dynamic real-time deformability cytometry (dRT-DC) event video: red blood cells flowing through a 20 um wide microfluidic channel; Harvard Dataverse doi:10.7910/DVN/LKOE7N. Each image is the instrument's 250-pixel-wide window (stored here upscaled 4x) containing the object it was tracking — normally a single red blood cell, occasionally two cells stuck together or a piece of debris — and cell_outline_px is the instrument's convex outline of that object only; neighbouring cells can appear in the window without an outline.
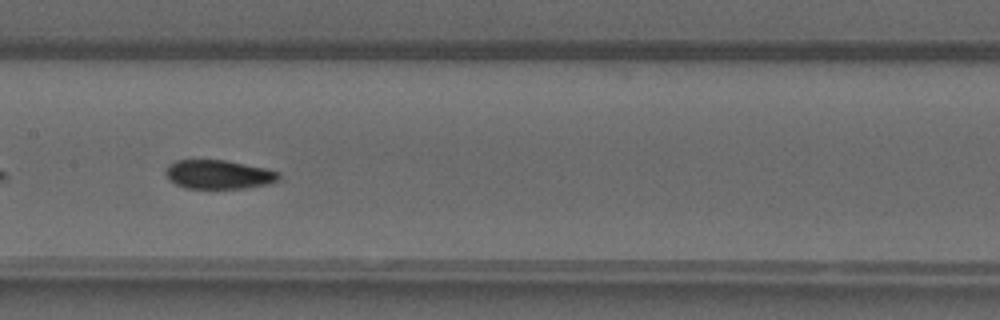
{"species": "common noctule bat (a hibernating species)", "species_latin": "Nyctalus noctula", "temperature_condition": "warm", "stored_images_in_passage": 16, "camera_frame_rate_fps": 3000, "um_per_image_px": 0.085, "animal": {"sex": "male", "forearm_length_mm": 52.5}, "frame": {"image": 1, "passage_image": 14, "time_ms": 4.333, "image_size_px": [1000, 320], "cell_outline_px": [[280, 180], [268, 184], [248, 188], [184, 188], [168, 180], [164, 172], [168, 164], [176, 160], [224, 160], [264, 168], [280, 172]], "centroid_in_image_um": [18.56, 14.83], "position_along_channel_um": 188.8, "area_um2": 19.19}}